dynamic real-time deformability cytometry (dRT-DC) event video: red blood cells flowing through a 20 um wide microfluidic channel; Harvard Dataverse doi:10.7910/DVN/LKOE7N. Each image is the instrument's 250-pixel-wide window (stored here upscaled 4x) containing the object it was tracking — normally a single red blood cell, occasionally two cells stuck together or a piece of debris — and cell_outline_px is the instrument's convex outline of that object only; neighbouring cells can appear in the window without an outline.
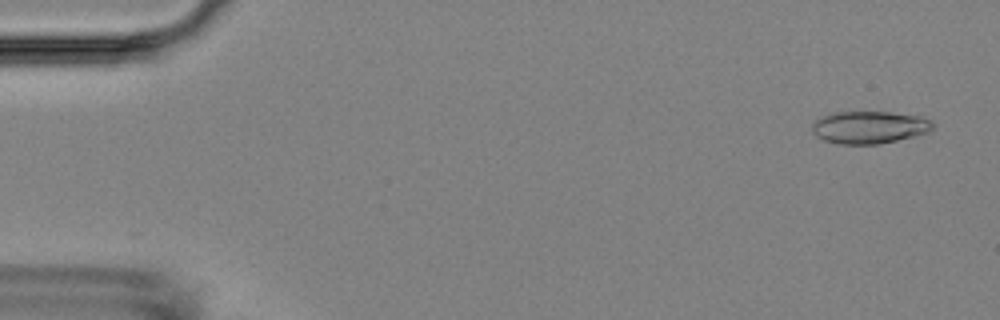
{"species": "Egyptian fruit bat (a non-hibernating species)", "species_latin": "Rousettus aegyptiacus", "temperature_condition": "room temperature", "stored_images_in_passage": 5, "camera_frame_rate_fps": 3000, "um_per_image_px": 0.085, "animal": {"sex": "female"}, "frame": {"image": 1, "passage_image": 1, "time_ms": 0.0, "image_size_px": [1000, 320], "cell_outline_px": [[932, 128], [928, 132], [880, 144], [840, 144], [824, 140], [816, 136], [812, 132], [812, 124], [816, 120], [832, 112], [892, 112], [920, 116], [932, 120]], "centroid_in_image_um": [73.87, 10.81], "position_along_channel_um": 11.1, "area_um2": 22.72}}